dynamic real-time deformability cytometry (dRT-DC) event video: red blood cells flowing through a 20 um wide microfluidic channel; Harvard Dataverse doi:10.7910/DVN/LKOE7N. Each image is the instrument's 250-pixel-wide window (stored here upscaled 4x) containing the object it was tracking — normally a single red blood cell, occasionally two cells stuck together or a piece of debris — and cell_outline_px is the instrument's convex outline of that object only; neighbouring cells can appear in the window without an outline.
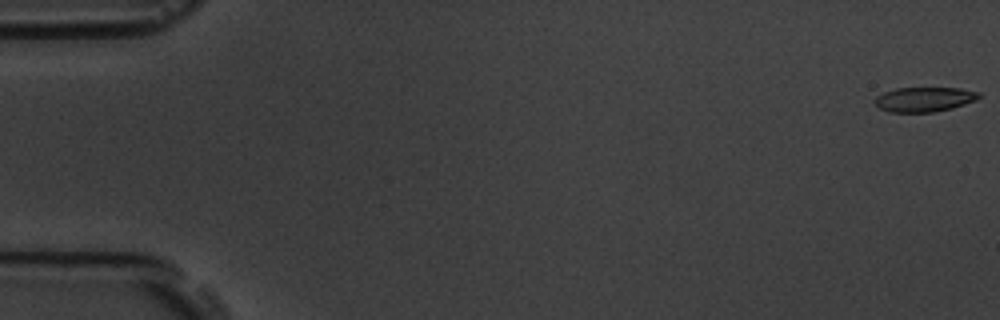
{"species": "common noctule bat (a hibernating species)", "species_latin": "Nyctalus noctula", "temperature_condition": "room temperature", "stored_images_in_passage": 6, "camera_frame_rate_fps": 3000, "um_per_image_px": 0.085, "animal": {"sex": "male", "body_mass_g": 19.5, "forearm_length_mm": 54.6}, "frame": {"image": 1, "passage_image": 1, "time_ms": 0.0, "image_size_px": [1000, 320], "cell_outline_px": [[980, 96], [976, 100], [952, 108], [932, 112], [888, 112], [880, 108], [876, 104], [876, 96], [884, 92], [896, 88], [960, 88], [980, 92]], "centroid_in_image_um": [78.57, 8.44], "position_along_channel_um": 6.4, "area_um2": 14.85}}
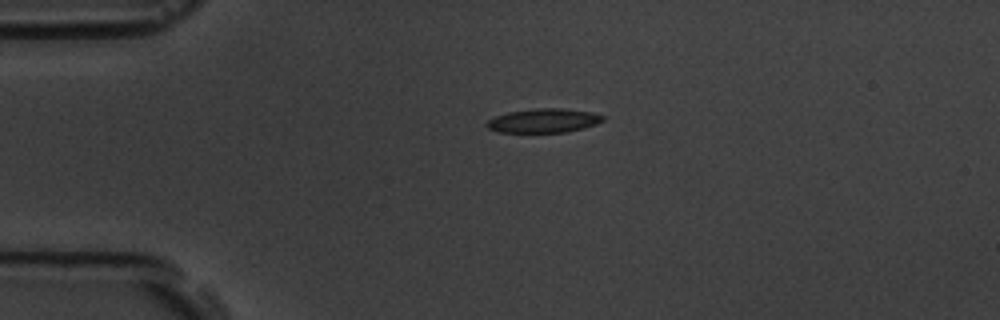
{"frame": {"image": 2, "passage_image": 5, "time_ms": 4.333, "image_size_px": [1000, 320], "cell_outline_px": [[604, 120], [596, 124], [584, 128], [564, 132], [496, 132], [488, 128], [484, 124], [488, 120], [496, 116], [508, 112], [540, 108], [564, 108], [592, 112], [604, 116]], "centroid_in_image_um": [46.21, 10.25], "position_along_channel_um": 38.8, "area_um2": 16.24}}